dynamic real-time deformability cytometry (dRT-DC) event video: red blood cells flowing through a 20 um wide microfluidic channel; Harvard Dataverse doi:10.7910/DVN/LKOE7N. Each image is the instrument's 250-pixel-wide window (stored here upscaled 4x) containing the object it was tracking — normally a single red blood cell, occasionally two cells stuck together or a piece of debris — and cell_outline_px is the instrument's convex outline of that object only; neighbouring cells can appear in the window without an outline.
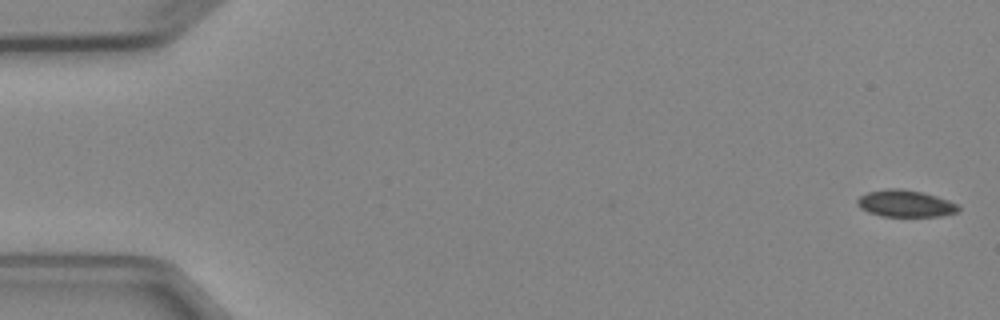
{"species": "Egyptian fruit bat (a non-hibernating species)", "species_latin": "Rousettus aegyptiacus", "temperature_condition": "cold", "stored_images_in_passage": 5, "camera_frame_rate_fps": 3000, "um_per_image_px": 0.085, "animal": {"sex": "female"}, "frame": {"image": 1, "passage_image": 1, "time_ms": 0.0, "image_size_px": [1000, 320], "cell_outline_px": [[960, 208], [956, 212], [940, 216], [880, 216], [868, 212], [860, 208], [856, 204], [856, 200], [860, 196], [868, 192], [888, 188], [904, 188], [936, 196], [960, 204]], "centroid_in_image_um": [76.94, 17.29], "position_along_channel_um": 8.1, "area_um2": 15.9}}
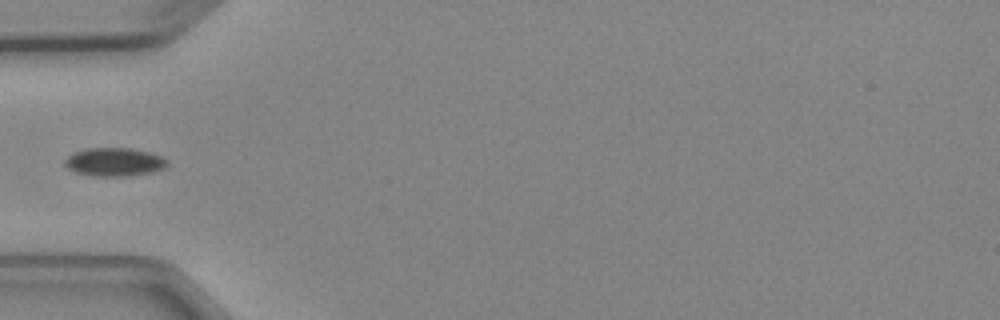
{"frame": {"image": 2, "passage_image": 5, "time_ms": 5.333, "image_size_px": [1000, 320], "cell_outline_px": [[168, 164], [164, 168], [152, 172], [128, 176], [92, 176], [76, 172], [68, 168], [64, 164], [64, 160], [68, 156], [76, 152], [88, 148], [132, 148], [148, 152], [160, 156], [168, 160]], "centroid_in_image_um": [9.73, 13.77], "position_along_channel_um": 75.3, "area_um2": 16.88}}